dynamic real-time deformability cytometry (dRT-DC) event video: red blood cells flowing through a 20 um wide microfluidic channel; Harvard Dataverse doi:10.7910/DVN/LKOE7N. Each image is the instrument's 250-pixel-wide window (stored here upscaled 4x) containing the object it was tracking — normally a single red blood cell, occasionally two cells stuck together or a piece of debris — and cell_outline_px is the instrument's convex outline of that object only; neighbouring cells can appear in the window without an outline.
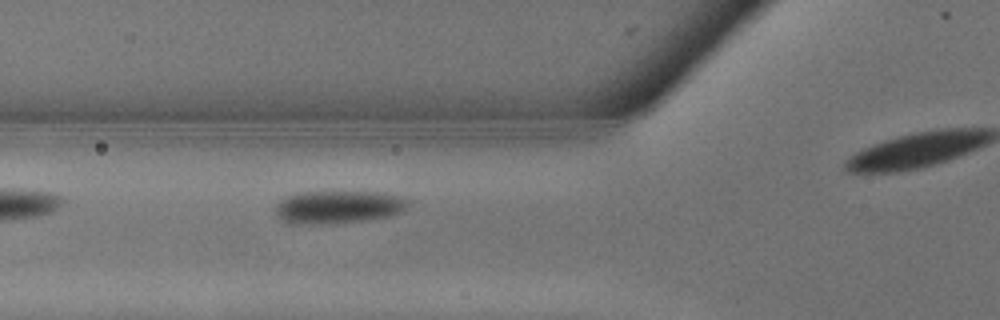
{"species": "common noctule bat (a hibernating species)", "species_latin": "Nyctalus noctula", "temperature_condition": "warm", "stored_images_in_passage": 3, "segment_of_instrument_passage": [1, 2], "camera_frame_rate_fps": 3000, "um_per_image_px": 0.085, "animal": {"sex": "male", "body_mass_g": 13.3}, "frame": {"image": 1, "passage_image": 2, "time_ms": 0.333, "image_size_px": [1000, 320], "cell_outline_px": [[408, 204], [400, 212], [388, 216], [368, 220], [336, 224], [288, 224], [280, 220], [276, 216], [276, 204], [280, 200], [296, 192], [384, 192], [404, 196]], "centroid_in_image_um": [28.71, 17.61], "position_along_channel_um": 97.1, "area_um2": 25.84}}